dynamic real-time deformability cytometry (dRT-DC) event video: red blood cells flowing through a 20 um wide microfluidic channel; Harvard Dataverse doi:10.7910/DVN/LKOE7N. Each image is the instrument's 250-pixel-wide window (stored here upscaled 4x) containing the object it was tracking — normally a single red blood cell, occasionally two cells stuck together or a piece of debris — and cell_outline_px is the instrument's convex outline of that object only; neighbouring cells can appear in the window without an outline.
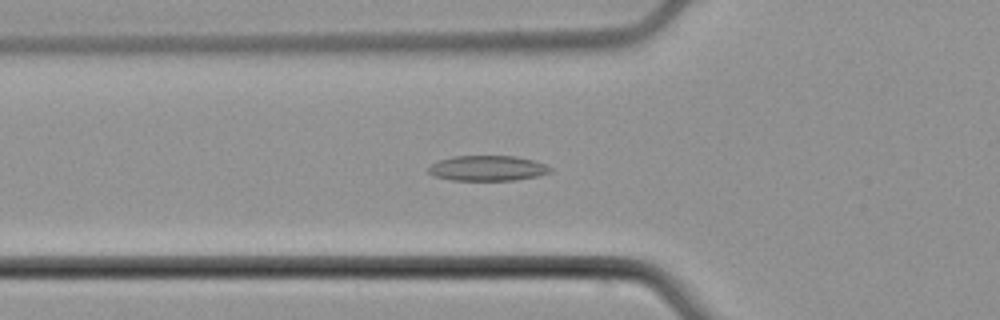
{"species": "common noctule bat (a hibernating species)", "species_latin": "Nyctalus noctula", "temperature_condition": "cold", "stored_images_in_passage": 55, "camera_frame_rate_fps": 3000, "um_per_image_px": 0.085, "animal": {"sex": "male", "body_mass_g": 21.5, "forearm_length_mm": 52.0}, "frame": {"image": 1, "passage_image": 20, "time_ms": 6.333, "image_size_px": [1000, 320], "cell_outline_px": [[552, 172], [536, 176], [512, 180], [452, 180], [436, 176], [428, 172], [428, 168], [432, 164], [440, 160], [452, 156], [516, 156], [532, 160], [544, 164], [552, 168]], "centroid_in_image_um": [41.44, 14.29], "position_along_channel_um": 84.4, "area_um2": 17.74}}
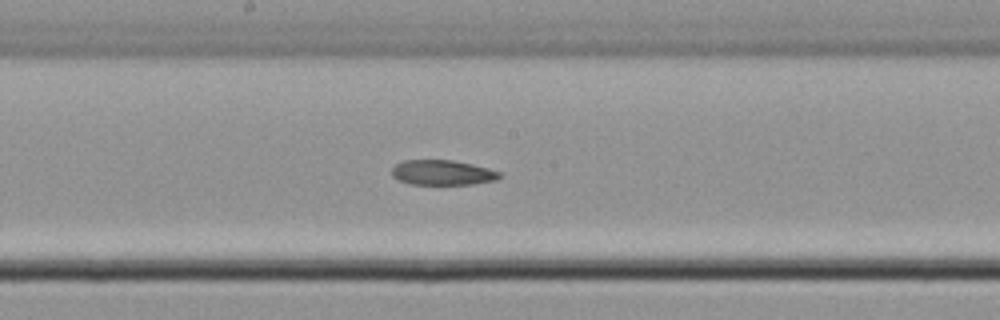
{"frame": {"image": 2, "passage_image": 30, "time_ms": 9.667, "image_size_px": [1000, 320], "cell_outline_px": [[504, 176], [496, 180], [472, 184], [412, 184], [400, 180], [392, 176], [392, 168], [396, 164], [404, 160], [452, 160], [472, 164], [488, 168], [500, 172]], "centroid_in_image_um": [37.64, 14.67], "position_along_channel_um": 210.6, "area_um2": 15.66}}
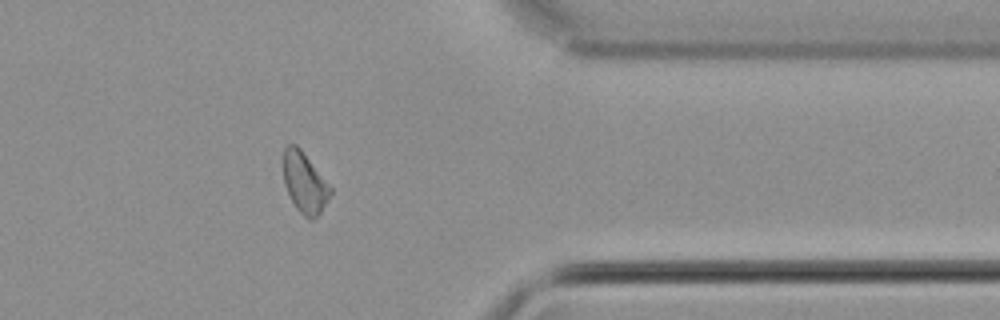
{"frame": {"image": 3, "passage_image": 45, "time_ms": 14.667, "image_size_px": [1000, 320], "cell_outline_px": [[332, 192], [320, 212], [312, 220], [308, 220], [296, 208], [284, 184], [284, 148], [288, 144], [296, 144], [300, 148], [332, 188]], "centroid_in_image_um": [25.89, 15.53], "position_along_channel_um": 385.5, "area_um2": 16.3}}